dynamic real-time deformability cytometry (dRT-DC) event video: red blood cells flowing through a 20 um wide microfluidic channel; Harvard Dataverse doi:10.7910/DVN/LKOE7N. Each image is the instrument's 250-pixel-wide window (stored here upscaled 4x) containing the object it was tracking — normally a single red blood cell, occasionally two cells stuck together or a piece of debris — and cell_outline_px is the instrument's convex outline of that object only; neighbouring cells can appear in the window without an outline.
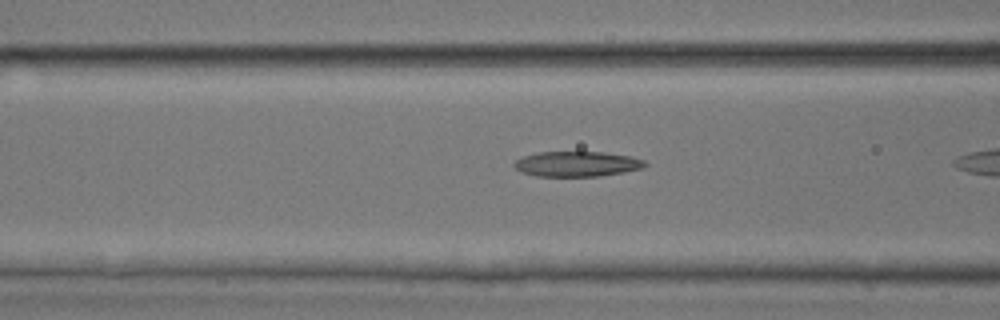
{"species": "common noctule bat (a hibernating species)", "species_latin": "Nyctalus noctula", "temperature_condition": "room temperature", "stored_images_in_passage": 16, "camera_frame_rate_fps": 3000, "um_per_image_px": 0.085, "animal": {"sex": "male", "body_mass_g": 17.9, "forearm_length_mm": 54.2}, "frame": {"image": 1, "passage_image": 12, "time_ms": 3.667, "image_size_px": [1000, 320], "cell_outline_px": [[648, 164], [644, 168], [624, 172], [600, 176], [536, 176], [520, 172], [512, 164], [516, 160], [524, 156], [536, 152], [604, 152], [632, 156], [644, 160]], "centroid_in_image_um": [49.06, 13.93], "position_along_channel_um": 117.5, "area_um2": 19.36}}